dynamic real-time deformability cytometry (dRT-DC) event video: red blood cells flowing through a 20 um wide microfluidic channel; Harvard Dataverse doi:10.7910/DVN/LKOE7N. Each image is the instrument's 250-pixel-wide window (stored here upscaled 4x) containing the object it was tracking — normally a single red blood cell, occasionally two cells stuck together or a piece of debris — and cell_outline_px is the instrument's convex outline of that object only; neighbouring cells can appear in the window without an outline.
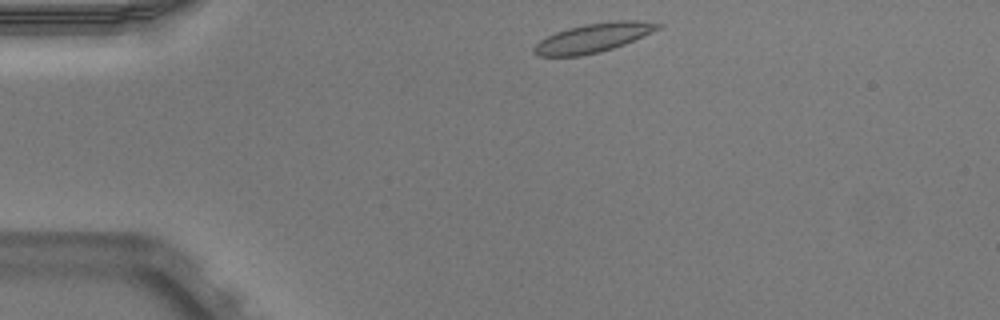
{"species": "Egyptian fruit bat (a non-hibernating species)", "species_latin": "Rousettus aegyptiacus", "temperature_condition": "warm", "stored_images_in_passage": 42, "camera_frame_rate_fps": 3000, "um_per_image_px": 0.085, "animal": {"sex": "male"}, "frame": {"image": 1, "passage_image": 1, "time_ms": 0.0, "image_size_px": [1000, 320], "cell_outline_px": [[664, 24], [660, 28], [624, 44], [600, 52], [580, 56], [540, 56], [532, 52], [532, 48], [540, 40], [556, 32], [568, 28], [584, 24], [616, 20], [636, 20]], "centroid_in_image_um": [50.4, 3.21], "position_along_channel_um": 34.6, "area_um2": 20.81}}
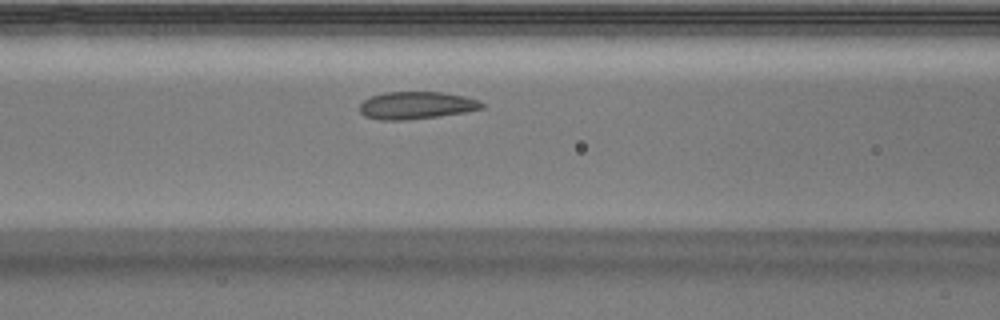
{"frame": {"image": 2, "passage_image": 12, "time_ms": 3.667, "image_size_px": [1000, 320], "cell_outline_px": [[484, 108], [464, 112], [440, 116], [404, 120], [380, 120], [364, 116], [360, 112], [360, 104], [364, 100], [372, 96], [384, 92], [440, 92], [464, 96], [480, 100], [484, 104]], "centroid_in_image_um": [35.39, 8.96], "position_along_channel_um": 131.2, "area_um2": 19.54}}
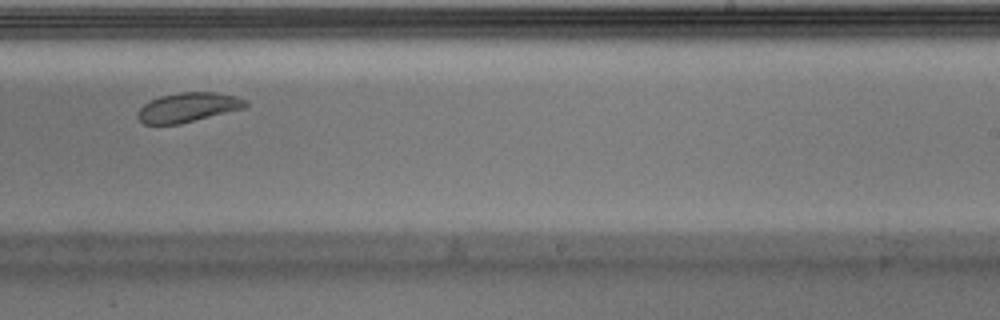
{"frame": {"image": 3, "passage_image": 23, "time_ms": 7.333, "image_size_px": [1000, 320], "cell_outline_px": [[248, 108], [180, 124], [144, 124], [136, 116], [136, 112], [144, 104], [160, 96], [180, 92], [216, 92], [236, 96], [244, 100], [248, 104]], "centroid_in_image_um": [16.01, 9.13], "position_along_channel_um": 273.0, "area_um2": 18.67}}